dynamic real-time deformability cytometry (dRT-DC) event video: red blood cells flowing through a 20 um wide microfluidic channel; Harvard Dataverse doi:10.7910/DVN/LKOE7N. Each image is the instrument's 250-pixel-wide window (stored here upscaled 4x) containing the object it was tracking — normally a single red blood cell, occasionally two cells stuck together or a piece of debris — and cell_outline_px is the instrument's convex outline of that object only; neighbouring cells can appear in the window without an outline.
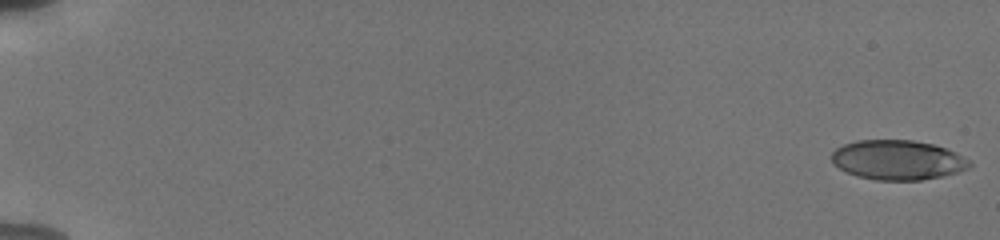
{"species": "human", "species_latin": "Homo sapiens", "temperature_condition": "cold", "stored_images_in_passage": 56, "camera_frame_rate_fps": 3000, "um_per_image_px": 0.085, "donor": {"sex": "male"}, "frame": {"image": 1, "passage_image": 1, "time_ms": 0.0, "image_size_px": [1000, 240], "cell_outline_px": [[972, 164], [968, 168], [956, 172], [940, 176], [920, 180], [876, 180], [856, 176], [832, 164], [832, 152], [836, 148], [844, 144], [856, 140], [912, 140], [932, 144], [956, 152], [968, 160]], "centroid_in_image_um": [76.27, 13.59], "position_along_channel_um": 8.7, "area_um2": 31.67}}
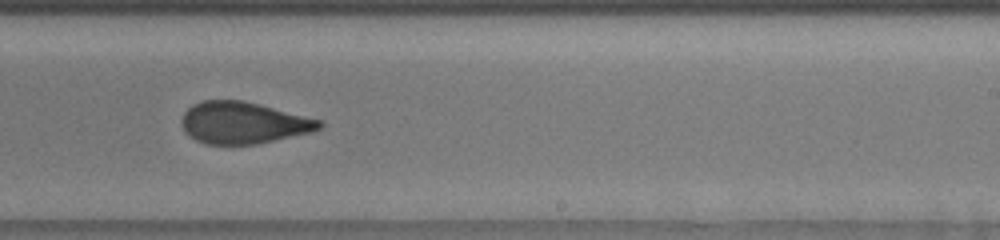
{"frame": {"image": 2, "passage_image": 37, "time_ms": 12.0, "image_size_px": [1000, 240], "cell_outline_px": [[324, 124], [320, 128], [312, 132], [256, 144], [204, 144], [196, 140], [184, 132], [180, 124], [180, 120], [184, 112], [192, 104], [204, 100], [244, 100], [324, 120]], "centroid_in_image_um": [20.68, 10.43], "position_along_channel_um": 268.3, "area_um2": 33.87}}
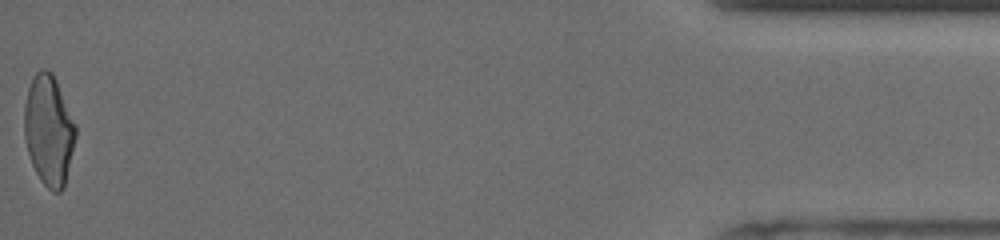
{"frame": {"image": 3, "passage_image": 56, "time_ms": 18.333, "image_size_px": [1000, 240], "cell_outline_px": [[76, 136], [64, 188], [60, 192], [52, 192], [40, 180], [32, 164], [28, 152], [24, 136], [24, 108], [28, 88], [32, 76], [40, 68], [48, 68], [52, 72], [56, 80], [76, 124]], "centroid_in_image_um": [4.14, 11.05], "position_along_channel_um": 431.1, "area_um2": 33.18}, "authors_computed_cell_mechanics": {"area_um2": 33.524, "velocity_mm_per_s": 3.8242, "shape_relaxation_time_tau1_ms": 9.6895, "shape_relaxation_time_tau2_ms": 1.5872, "deformation_change_tau1": 0.2387, "deformation_change_tau2": 0.0868}}